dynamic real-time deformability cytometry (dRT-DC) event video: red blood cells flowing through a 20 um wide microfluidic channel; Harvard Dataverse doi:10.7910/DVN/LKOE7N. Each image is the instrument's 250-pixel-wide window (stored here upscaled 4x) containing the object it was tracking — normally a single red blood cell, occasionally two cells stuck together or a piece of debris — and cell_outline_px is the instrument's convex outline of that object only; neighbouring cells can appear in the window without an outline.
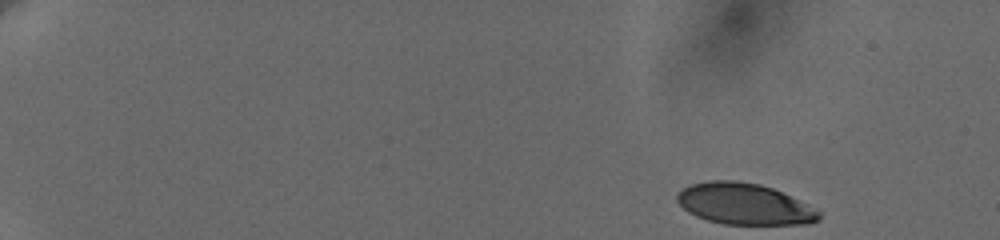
{"species": "human", "species_latin": "Homo sapiens", "temperature_condition": "cold", "stored_images_in_passage": 18, "camera_frame_rate_fps": 3000, "um_per_image_px": 0.085, "donor": {"sex": "female"}, "frame": {"image": 1, "passage_image": 1, "time_ms": 0.0, "image_size_px": [1000, 240], "cell_outline_px": [[820, 220], [808, 224], [724, 224], [708, 220], [696, 216], [688, 212], [676, 200], [676, 196], [688, 184], [708, 180], [736, 180], [760, 184], [772, 188], [820, 212]], "centroid_in_image_um": [63.21, 17.33], "position_along_channel_um": 21.8, "area_um2": 33.76}}
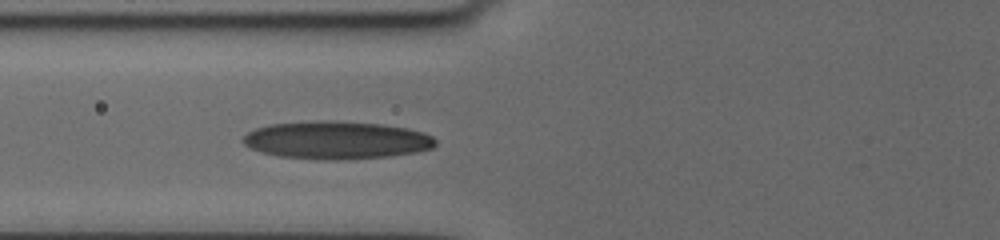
{"frame": {"image": 2, "passage_image": 16, "time_ms": 6.333, "image_size_px": [1000, 240], "cell_outline_px": [[436, 144], [432, 148], [416, 152], [388, 156], [336, 160], [280, 156], [260, 152], [244, 144], [240, 140], [248, 132], [256, 128], [272, 124], [320, 120], [332, 120], [380, 124], [404, 128], [424, 132], [432, 136], [436, 140]], "centroid_in_image_um": [28.6, 11.9], "position_along_channel_um": 97.2, "area_um2": 42.14}}
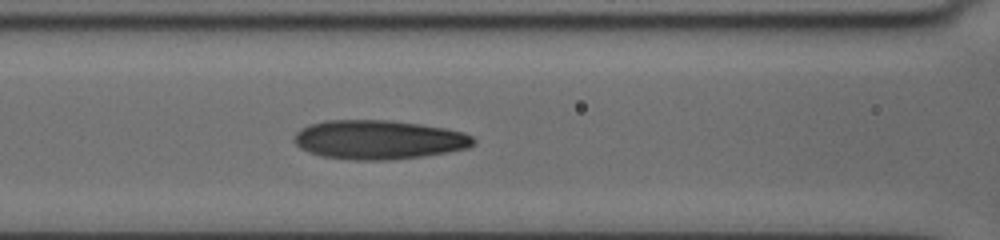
{"frame": {"image": 3, "passage_image": 18, "time_ms": 7.333, "image_size_px": [1000, 240], "cell_outline_px": [[476, 140], [468, 148], [448, 152], [424, 156], [392, 160], [356, 160], [320, 156], [308, 152], [300, 148], [292, 140], [296, 132], [300, 128], [324, 120], [388, 120], [420, 124], [444, 128], [464, 132], [472, 136]], "centroid_in_image_um": [32.17, 11.88], "position_along_channel_um": 134.4, "area_um2": 41.04}}